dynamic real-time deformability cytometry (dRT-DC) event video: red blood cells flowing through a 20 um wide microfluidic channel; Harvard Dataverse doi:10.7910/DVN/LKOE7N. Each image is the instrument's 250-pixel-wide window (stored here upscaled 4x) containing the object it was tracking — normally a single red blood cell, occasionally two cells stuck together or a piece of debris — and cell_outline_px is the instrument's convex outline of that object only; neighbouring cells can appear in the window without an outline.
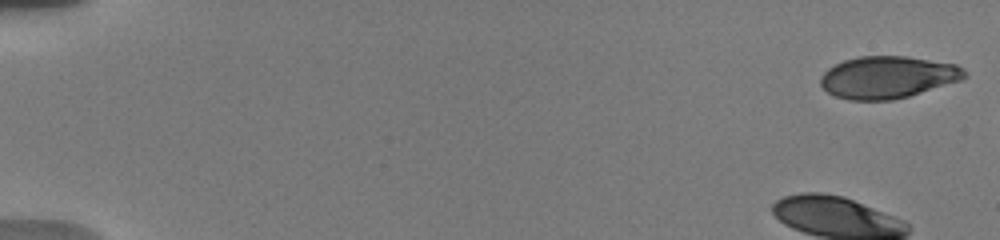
{"species": "human", "species_latin": "Homo sapiens", "temperature_condition": "warm", "stored_images_in_passage": 56, "camera_frame_rate_fps": 3000, "um_per_image_px": 0.085, "donor": {"sex": "male"}, "frame": {"image": 1, "passage_image": 1, "time_ms": 0.0, "image_size_px": [1000, 240], "cell_outline_px": [[968, 76], [960, 80], [908, 96], [892, 100], [848, 100], [836, 96], [828, 92], [820, 84], [820, 76], [828, 68], [844, 60], [856, 56], [908, 56], [956, 64], [964, 68]], "centroid_in_image_um": [75.45, 6.55], "position_along_channel_um": 9.6, "area_um2": 35.37}}